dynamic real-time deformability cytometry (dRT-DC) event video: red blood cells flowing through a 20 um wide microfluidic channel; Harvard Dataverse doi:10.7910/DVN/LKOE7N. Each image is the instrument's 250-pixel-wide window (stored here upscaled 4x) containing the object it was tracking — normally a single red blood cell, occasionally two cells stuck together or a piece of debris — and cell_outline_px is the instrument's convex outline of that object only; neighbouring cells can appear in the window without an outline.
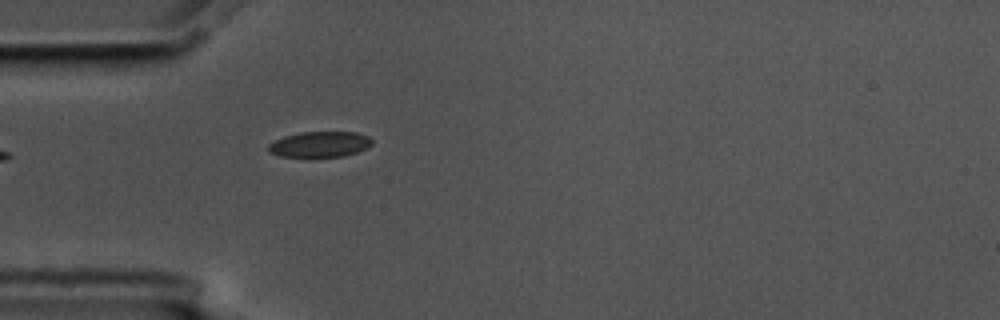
{"species": "common noctule bat (a hibernating species)", "species_latin": "Nyctalus noctula", "temperature_condition": "cold", "stored_images_in_passage": 3, "camera_frame_rate_fps": 3000, "um_per_image_px": 0.085, "animal": {"sex": "male", "body_mass_g": 17.5, "forearm_length_mm": 52.3}, "frame": {"image": 1, "passage_image": 3, "time_ms": 0.667, "image_size_px": [1000, 320], "cell_outline_px": [[372, 144], [368, 148], [344, 156], [280, 156], [268, 152], [268, 144], [284, 136], [300, 132], [356, 132], [368, 136], [372, 140]], "centroid_in_image_um": [27.19, 12.25], "position_along_channel_um": 57.8, "area_um2": 15.37}}